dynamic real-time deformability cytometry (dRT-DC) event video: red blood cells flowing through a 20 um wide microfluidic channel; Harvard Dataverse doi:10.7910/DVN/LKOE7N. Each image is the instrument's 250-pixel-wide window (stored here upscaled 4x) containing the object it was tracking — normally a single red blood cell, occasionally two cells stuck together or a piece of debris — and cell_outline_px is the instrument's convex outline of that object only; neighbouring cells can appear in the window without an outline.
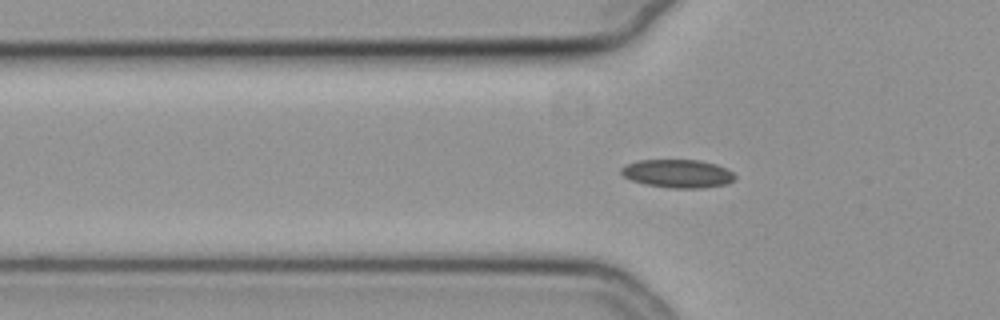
{"species": "common noctule bat (a hibernating species)", "species_latin": "Nyctalus noctula", "temperature_condition": "cold", "stored_images_in_passage": 56, "camera_frame_rate_fps": 3000, "um_per_image_px": 0.085, "animal": {"sex": "female", "body_mass_g": 19.3, "forearm_length_mm": 54.1}, "frame": {"image": 1, "passage_image": 19, "time_ms": 6.0, "image_size_px": [1000, 320], "cell_outline_px": [[736, 180], [728, 184], [704, 188], [668, 188], [644, 184], [632, 180], [624, 176], [620, 172], [620, 168], [624, 164], [636, 160], [700, 160], [716, 164], [732, 172], [736, 176]], "centroid_in_image_um": [57.6, 14.76], "position_along_channel_um": 68.2, "area_um2": 19.02}}
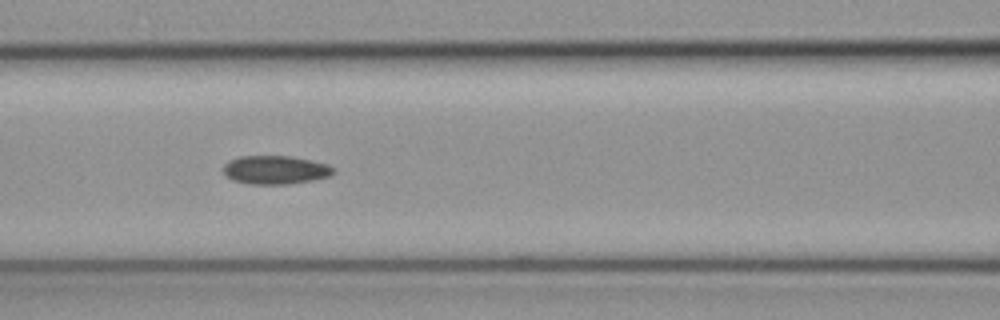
{"frame": {"image": 2, "passage_image": 25, "time_ms": 8.0, "image_size_px": [1000, 320], "cell_outline_px": [[336, 172], [328, 176], [312, 180], [288, 184], [248, 184], [232, 180], [224, 172], [224, 164], [228, 160], [240, 156], [292, 156], [328, 164]], "centroid_in_image_um": [23.39, 14.43], "position_along_channel_um": 143.2, "area_um2": 18.26}}
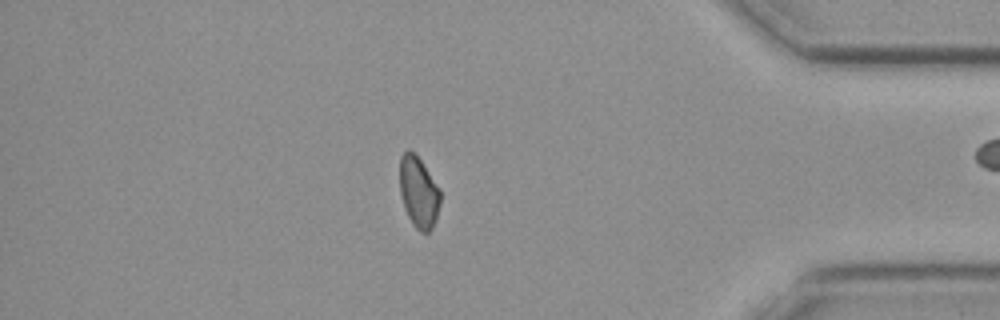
{"frame": {"image": 3, "passage_image": 48, "time_ms": 15.667, "image_size_px": [1000, 320], "cell_outline_px": [[440, 204], [436, 220], [432, 228], [428, 232], [420, 232], [412, 224], [404, 208], [400, 192], [400, 156], [408, 148], [420, 160], [440, 188]], "centroid_in_image_um": [35.58, 16.35], "position_along_channel_um": 399.6, "area_um2": 16.82}}